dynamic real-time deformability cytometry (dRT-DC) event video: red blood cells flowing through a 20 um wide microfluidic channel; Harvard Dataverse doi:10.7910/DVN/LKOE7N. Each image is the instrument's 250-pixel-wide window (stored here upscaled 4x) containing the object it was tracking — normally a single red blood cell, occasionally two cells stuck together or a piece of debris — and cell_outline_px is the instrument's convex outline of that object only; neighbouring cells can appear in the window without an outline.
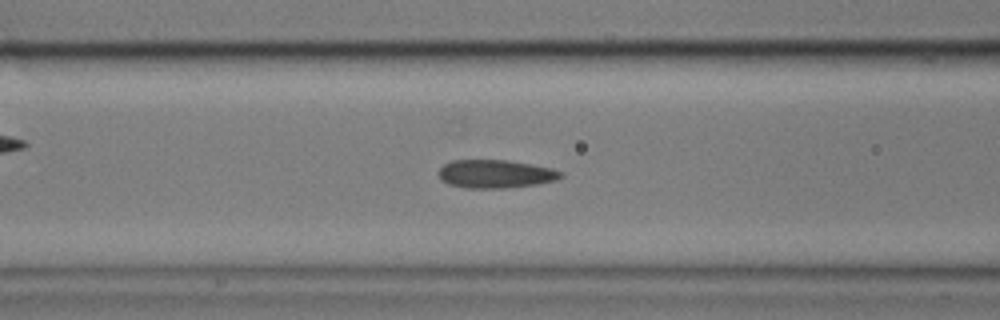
{"species": "common noctule bat (a hibernating species)", "species_latin": "Nyctalus noctula", "temperature_condition": "cold", "stored_images_in_passage": 56, "camera_frame_rate_fps": 3000, "um_per_image_px": 0.085, "animal": {"sex": "male", "body_mass_g": 17.9}, "frame": {"image": 1, "passage_image": 21, "time_ms": 6.667, "image_size_px": [1000, 320], "cell_outline_px": [[564, 176], [556, 180], [536, 184], [508, 188], [464, 188], [448, 184], [440, 180], [436, 172], [444, 164], [452, 160], [508, 160], [532, 164], [552, 168], [564, 172]], "centroid_in_image_um": [42.1, 14.78], "position_along_channel_um": 124.5, "area_um2": 20.46}}
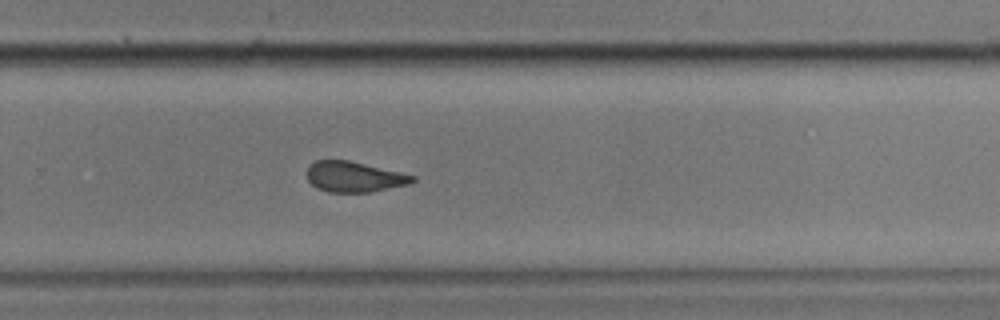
{"frame": {"image": 2, "passage_image": 36, "time_ms": 11.667, "image_size_px": [1000, 320], "cell_outline_px": [[416, 180], [408, 184], [372, 192], [328, 192], [316, 188], [308, 180], [308, 168], [316, 160], [348, 160], [400, 172], [416, 176]], "centroid_in_image_um": [30.11, 15.04], "position_along_channel_um": 299.7, "area_um2": 18.61}}
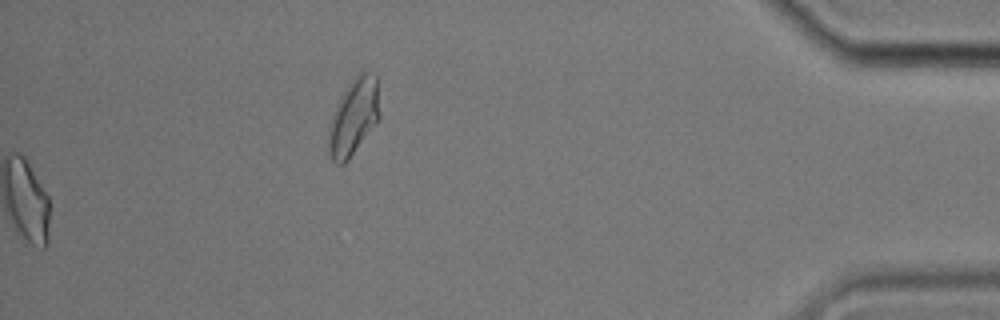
{"frame": {"image": 3, "passage_image": 56, "time_ms": 18.333, "image_size_px": [1000, 320], "cell_outline_px": [[380, 116], [348, 160], [344, 164], [336, 164], [328, 156], [328, 132], [336, 104], [340, 96], [348, 84], [360, 72], [368, 72], [376, 76]], "centroid_in_image_um": [30.03, 9.95], "position_along_channel_um": 405.2, "area_um2": 22.43}, "authors_computed_cell_mechanics": {"area_um2": 20.1433, "velocity_mm_per_s": 3.5133, "shape_relaxation_time_tau1_ms": null, "shape_relaxation_time_tau2_ms": 3.4118, "deformation_change_tau1": null, "deformation_change_tau2": 0.0897}}